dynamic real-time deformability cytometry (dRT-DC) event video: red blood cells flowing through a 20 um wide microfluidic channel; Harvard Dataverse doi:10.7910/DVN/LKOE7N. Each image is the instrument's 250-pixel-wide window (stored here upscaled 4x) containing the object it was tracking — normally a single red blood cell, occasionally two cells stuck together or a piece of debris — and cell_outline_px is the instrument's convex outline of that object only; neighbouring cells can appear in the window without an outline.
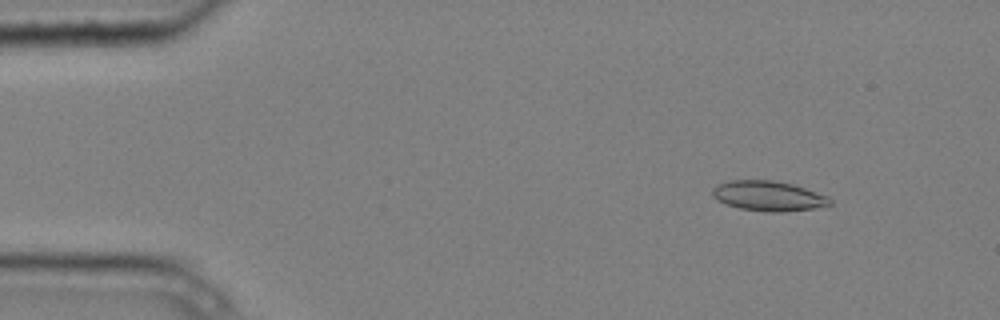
{"species": "common noctule bat (a hibernating species)", "species_latin": "Nyctalus noctula", "temperature_condition": "cold", "stored_images_in_passage": 8, "camera_frame_rate_fps": 3000, "um_per_image_px": 0.085, "animal": {"sex": "male", "body_mass_g": 20.4}, "frame": {"image": 1, "passage_image": 2, "time_ms": 0.333, "image_size_px": [1000, 320], "cell_outline_px": [[832, 204], [812, 208], [780, 212], [768, 212], [740, 208], [716, 200], [712, 196], [712, 188], [716, 184], [728, 180], [772, 180], [792, 184], [828, 196], [832, 200]], "centroid_in_image_um": [65.27, 16.64], "position_along_channel_um": 19.7, "area_um2": 20.46}}
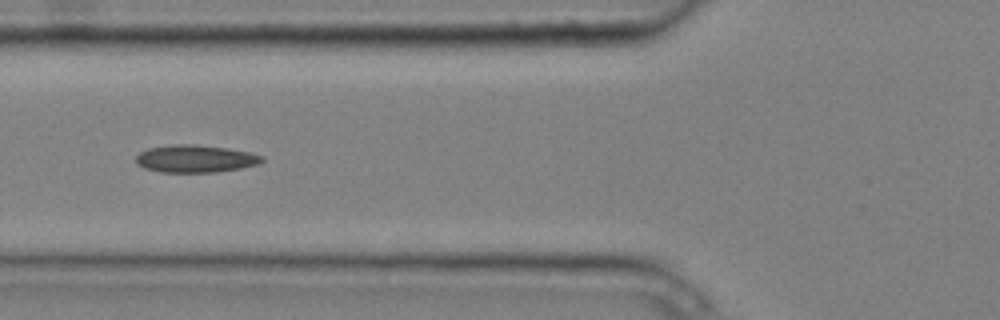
{"frame": {"image": 2, "passage_image": 6, "time_ms": 1.667, "image_size_px": [1000, 320], "cell_outline_px": [[264, 160], [260, 164], [240, 168], [216, 172], [160, 172], [144, 168], [136, 164], [136, 156], [140, 152], [148, 148], [172, 144], [196, 144], [228, 148], [248, 152], [264, 156]], "centroid_in_image_um": [16.6, 13.49], "position_along_channel_um": 109.2, "area_um2": 20.35}}
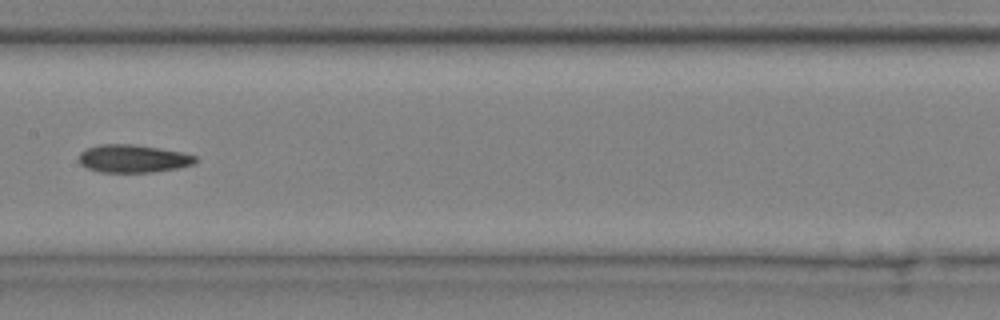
{"frame": {"image": 3, "passage_image": 8, "time_ms": 2.333, "image_size_px": [1000, 320], "cell_outline_px": [[196, 164], [180, 168], [152, 172], [100, 172], [88, 168], [80, 164], [80, 152], [84, 148], [100, 144], [136, 144], [184, 152], [196, 156]], "centroid_in_image_um": [11.34, 13.47], "position_along_channel_um": 196.1, "area_um2": 19.19}}